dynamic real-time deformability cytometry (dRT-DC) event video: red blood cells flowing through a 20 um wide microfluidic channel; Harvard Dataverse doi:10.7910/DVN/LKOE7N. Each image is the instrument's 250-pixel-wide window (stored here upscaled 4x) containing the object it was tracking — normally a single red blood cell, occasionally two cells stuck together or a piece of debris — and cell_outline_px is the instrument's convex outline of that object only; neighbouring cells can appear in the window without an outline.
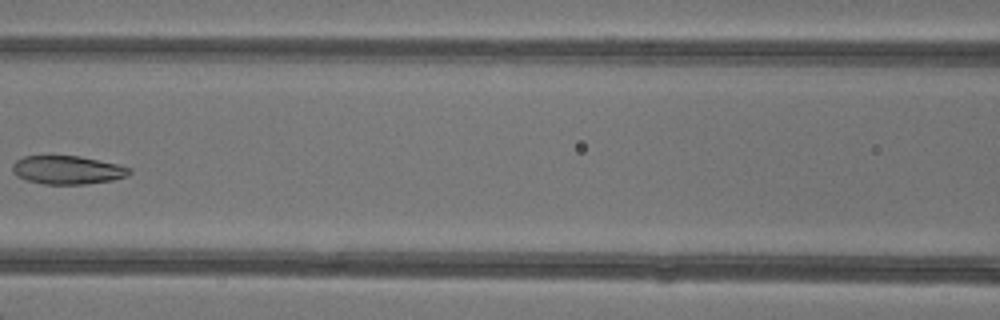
{"species": "common noctule bat (a hibernating species)", "species_latin": "Nyctalus noctula", "temperature_condition": "warm", "stored_images_in_passage": 6, "camera_frame_rate_fps": 3000, "um_per_image_px": 0.085, "animal": {"sex": "female"}, "frame": {"image": 1, "passage_image": 6, "time_ms": 7.0, "image_size_px": [1000, 320], "cell_outline_px": [[132, 172], [128, 176], [112, 180], [84, 184], [44, 184], [28, 180], [16, 176], [12, 172], [12, 164], [16, 160], [24, 156], [80, 156], [116, 164], [132, 168]], "centroid_in_image_um": [5.73, 14.45], "position_along_channel_um": 160.9, "area_um2": 19.36}}